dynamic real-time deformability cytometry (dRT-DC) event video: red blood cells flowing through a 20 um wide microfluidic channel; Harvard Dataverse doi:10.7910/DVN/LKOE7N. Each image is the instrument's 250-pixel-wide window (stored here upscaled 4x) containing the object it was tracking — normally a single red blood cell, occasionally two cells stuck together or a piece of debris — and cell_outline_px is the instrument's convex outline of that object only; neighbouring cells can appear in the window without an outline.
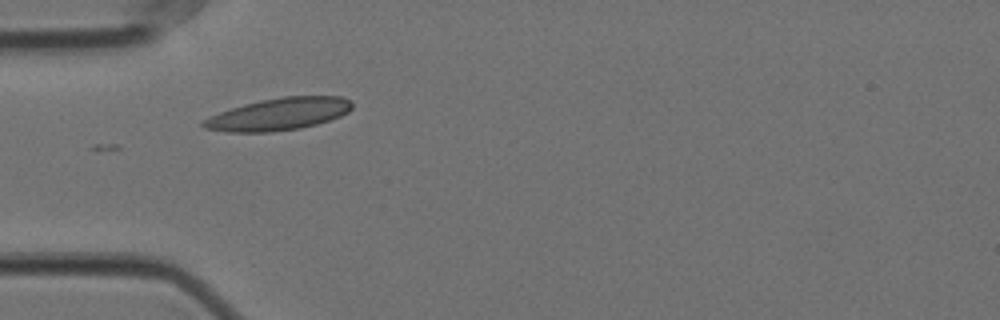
{"species": "Egyptian fruit bat (a non-hibernating species)", "species_latin": "Rousettus aegyptiacus", "temperature_condition": "cold", "stored_images_in_passage": 3, "camera_frame_rate_fps": 3000, "um_per_image_px": 0.085, "animal": {"sex": "female"}, "frame": {"image": 1, "passage_image": 1, "time_ms": 0.0, "image_size_px": [1000, 320], "cell_outline_px": [[352, 108], [348, 112], [340, 116], [316, 124], [300, 128], [272, 132], [228, 132], [204, 128], [200, 124], [204, 120], [220, 112], [244, 104], [260, 100], [280, 96], [344, 96], [352, 104]], "centroid_in_image_um": [23.7, 9.69], "position_along_channel_um": 61.3, "area_um2": 27.8}}